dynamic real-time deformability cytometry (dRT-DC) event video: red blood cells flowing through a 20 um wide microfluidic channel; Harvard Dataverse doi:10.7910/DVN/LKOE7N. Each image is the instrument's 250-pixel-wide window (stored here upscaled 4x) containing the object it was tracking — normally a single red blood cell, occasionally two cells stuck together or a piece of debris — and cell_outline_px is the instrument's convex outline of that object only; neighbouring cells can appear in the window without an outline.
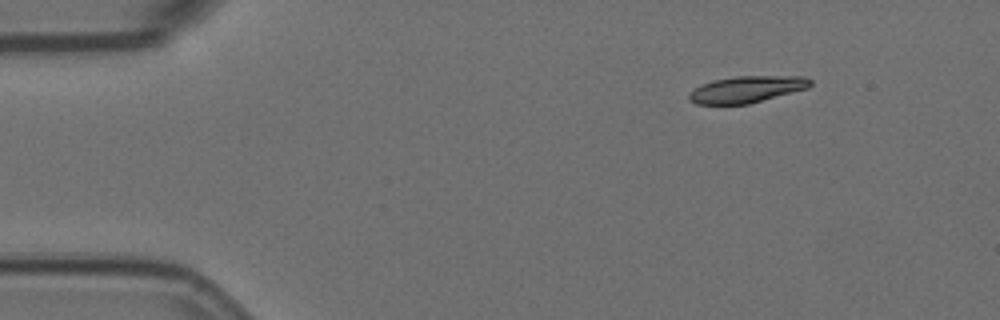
{"species": "Egyptian fruit bat (a non-hibernating species)", "species_latin": "Rousettus aegyptiacus", "temperature_condition": "room temperature", "stored_images_in_passage": 4, "camera_frame_rate_fps": 3000, "um_per_image_px": 0.085, "animal": {"sex": "female"}, "frame": {"image": 1, "passage_image": 4, "time_ms": 1.0, "image_size_px": [1000, 320], "cell_outline_px": [[812, 84], [808, 88], [748, 104], [696, 104], [688, 100], [688, 92], [700, 84], [712, 80], [736, 76], [804, 76], [812, 80]], "centroid_in_image_um": [63.43, 7.59], "position_along_channel_um": 21.6, "area_um2": 18.96}}